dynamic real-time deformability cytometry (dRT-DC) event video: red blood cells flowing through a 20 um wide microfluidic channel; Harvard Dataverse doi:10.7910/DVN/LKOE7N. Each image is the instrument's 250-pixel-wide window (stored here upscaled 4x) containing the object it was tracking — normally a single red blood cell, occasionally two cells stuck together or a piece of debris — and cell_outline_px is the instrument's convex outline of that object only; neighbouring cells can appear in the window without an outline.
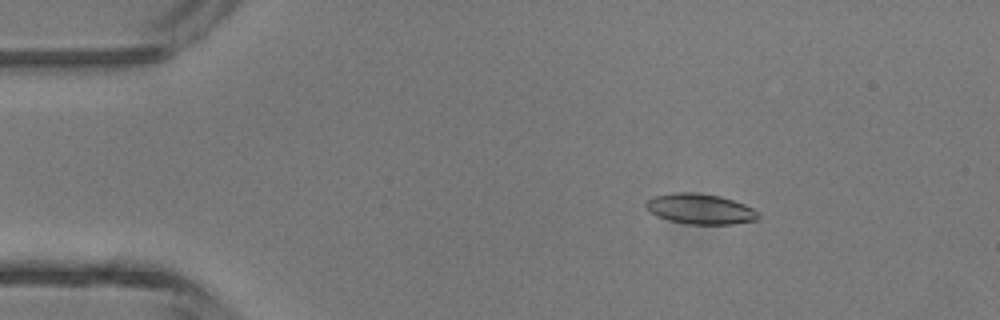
{"species": "common noctule bat (a hibernating species)", "species_latin": "Nyctalus noctula", "temperature_condition": "room temperature", "stored_images_in_passage": 5, "camera_frame_rate_fps": 3000, "um_per_image_px": 0.085, "animal": {"sex": "male", "body_mass_g": 13.3}, "frame": {"image": 1, "passage_image": 2, "time_ms": 1.333, "image_size_px": [1000, 320], "cell_outline_px": [[760, 216], [756, 220], [732, 224], [688, 224], [668, 220], [656, 216], [648, 212], [644, 204], [652, 196], [672, 192], [692, 192], [720, 196], [744, 204], [752, 208]], "centroid_in_image_um": [59.45, 17.75], "position_along_channel_um": 25.6, "area_um2": 19.94}}
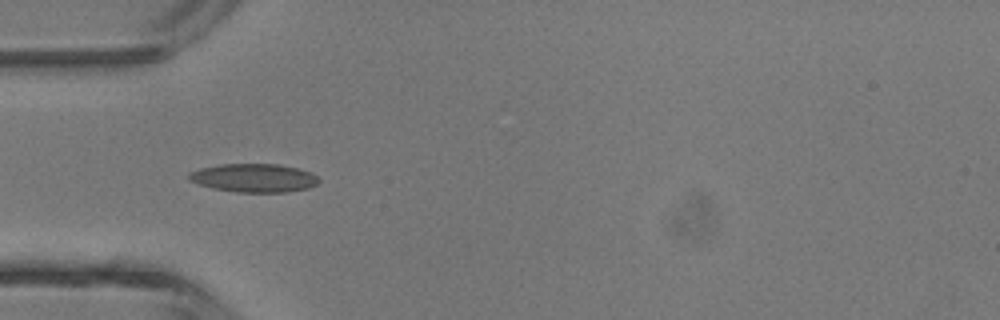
{"frame": {"image": 2, "passage_image": 4, "time_ms": 3.667, "image_size_px": [1000, 320], "cell_outline_px": [[320, 180], [316, 184], [308, 188], [288, 192], [236, 192], [212, 188], [188, 180], [188, 172], [200, 168], [220, 164], [280, 164], [312, 172]], "centroid_in_image_um": [21.57, 15.12], "position_along_channel_um": 63.4, "area_um2": 21.62}}
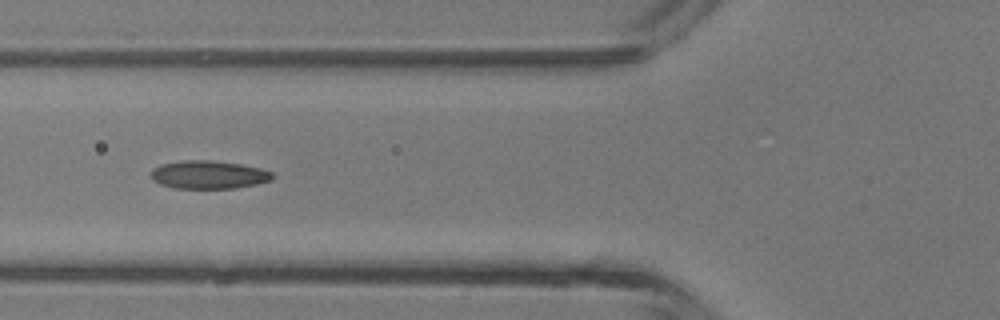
{"frame": {"image": 3, "passage_image": 5, "time_ms": 4.667, "image_size_px": [1000, 320], "cell_outline_px": [[276, 176], [272, 180], [256, 184], [236, 188], [172, 188], [160, 184], [152, 180], [152, 168], [160, 164], [184, 160], [212, 160], [240, 164], [260, 168], [272, 172]], "centroid_in_image_um": [17.74, 14.85], "position_along_channel_um": 108.1, "area_um2": 20.06}}